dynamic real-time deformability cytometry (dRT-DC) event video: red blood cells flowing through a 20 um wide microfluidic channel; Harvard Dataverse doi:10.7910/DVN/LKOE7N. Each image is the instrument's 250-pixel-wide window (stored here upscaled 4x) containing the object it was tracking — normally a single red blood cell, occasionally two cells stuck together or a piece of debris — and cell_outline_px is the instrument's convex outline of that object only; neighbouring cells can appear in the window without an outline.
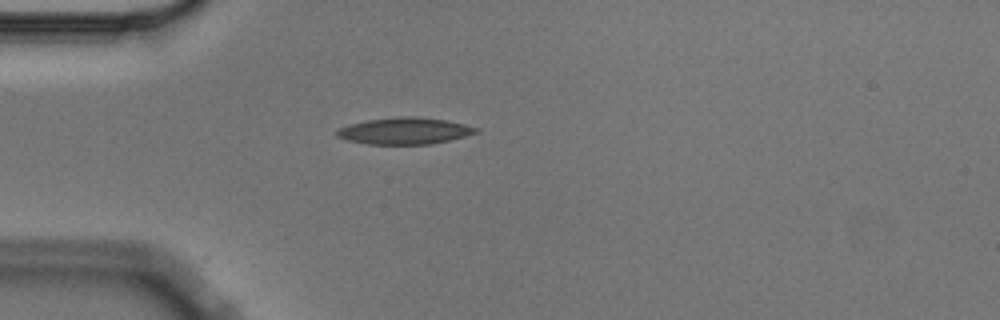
{"species": "Egyptian fruit bat (a non-hibernating species)", "species_latin": "Rousettus aegyptiacus", "temperature_condition": "cold", "stored_images_in_passage": 1, "camera_frame_rate_fps": 3000, "um_per_image_px": 0.085, "animal": {"sex": "male"}, "frame": {"image": 1, "passage_image": 1, "time_ms": 0.0, "image_size_px": [1000, 320], "cell_outline_px": [[480, 132], [432, 144], [368, 144], [348, 140], [336, 136], [336, 132], [340, 128], [352, 124], [368, 120], [400, 116], [412, 116], [444, 120], [464, 124], [480, 128]], "centroid_in_image_um": [34.43, 11.13], "position_along_channel_um": 50.6, "area_um2": 21.33}}